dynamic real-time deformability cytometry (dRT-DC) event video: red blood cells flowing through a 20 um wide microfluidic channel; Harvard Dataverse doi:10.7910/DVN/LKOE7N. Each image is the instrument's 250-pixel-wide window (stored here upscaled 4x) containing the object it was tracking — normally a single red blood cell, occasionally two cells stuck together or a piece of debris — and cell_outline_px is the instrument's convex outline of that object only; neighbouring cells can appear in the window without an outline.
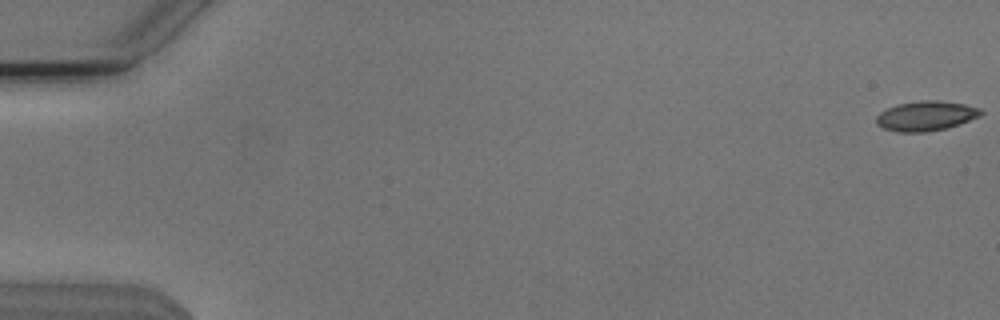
{"species": "Egyptian fruit bat (a non-hibernating species)", "species_latin": "Rousettus aegyptiacus", "temperature_condition": "cold", "stored_images_in_passage": 55, "camera_frame_rate_fps": 3000, "um_per_image_px": 0.085, "animal": {"sex": "male"}, "frame": {"image": 1, "passage_image": 1, "time_ms": 0.0, "image_size_px": [1000, 320], "cell_outline_px": [[984, 112], [980, 116], [960, 124], [944, 128], [924, 132], [896, 132], [884, 128], [876, 124], [876, 116], [880, 112], [896, 104], [920, 100], [940, 100], [964, 104], [980, 108]], "centroid_in_image_um": [78.7, 9.84], "position_along_channel_um": 6.3, "area_um2": 18.21}}
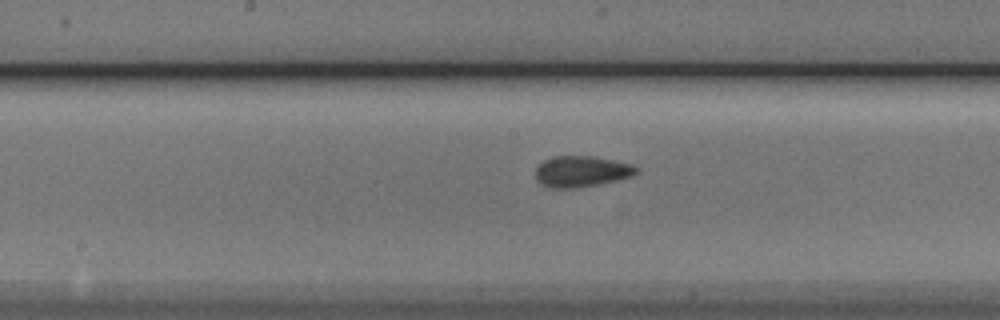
{"frame": {"image": 2, "passage_image": 29, "time_ms": 9.333, "image_size_px": [1000, 320], "cell_outline_px": [[636, 172], [632, 176], [616, 180], [576, 188], [548, 188], [540, 184], [536, 180], [536, 168], [544, 160], [552, 156], [592, 156], [632, 164], [636, 168]], "centroid_in_image_um": [49.36, 14.57], "position_along_channel_um": 198.8, "area_um2": 18.09}}
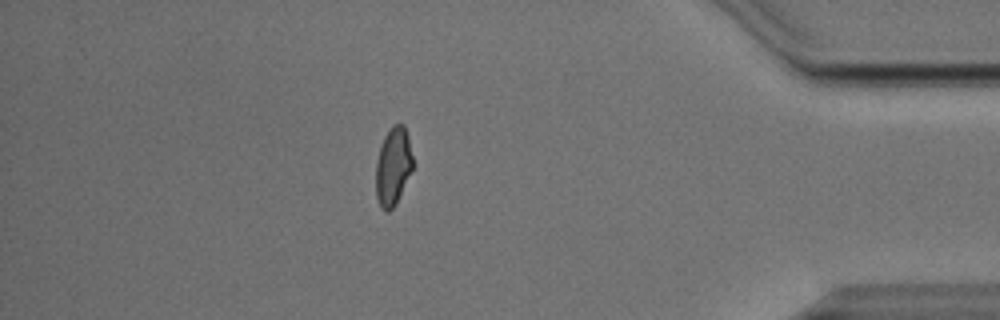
{"frame": {"image": 3, "passage_image": 48, "time_ms": 15.667, "image_size_px": [1000, 320], "cell_outline_px": [[412, 168], [396, 204], [388, 212], [384, 212], [380, 208], [376, 196], [376, 160], [384, 136], [392, 124], [404, 124], [408, 136], [412, 156]], "centroid_in_image_um": [33.39, 14.15], "position_along_channel_um": 401.8, "area_um2": 16.76}, "authors_computed_cell_mechanics": {"area_um2": 17.629, "velocity_mm_per_s": 3.8137, "shape_relaxation_time_tau1_ms": 3.1238, "shape_relaxation_time_tau2_ms": 1.4525, "deformation_change_tau1": 0.1252, "deformation_change_tau2": 0.0786}}